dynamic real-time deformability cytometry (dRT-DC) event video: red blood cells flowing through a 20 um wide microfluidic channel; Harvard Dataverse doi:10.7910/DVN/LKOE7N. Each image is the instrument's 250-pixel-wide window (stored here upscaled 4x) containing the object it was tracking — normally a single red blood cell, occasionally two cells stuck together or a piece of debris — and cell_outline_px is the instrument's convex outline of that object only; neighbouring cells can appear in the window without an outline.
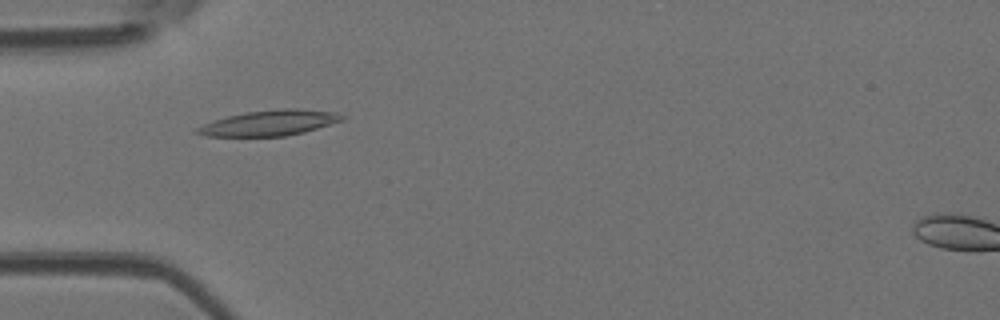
{"species": "Egyptian fruit bat (a non-hibernating species)", "species_latin": "Rousettus aegyptiacus", "temperature_condition": "room temperature", "stored_images_in_passage": 44, "camera_frame_rate_fps": 3000, "um_per_image_px": 0.085, "animal": {"sex": "female"}, "frame": {"image": 1, "passage_image": 8, "time_ms": 2.333, "image_size_px": [1000, 320], "cell_outline_px": [[344, 120], [304, 132], [284, 136], [208, 136], [192, 132], [196, 128], [212, 120], [244, 112], [280, 108], [296, 108], [336, 112], [344, 116]], "centroid_in_image_um": [22.9, 10.44], "position_along_channel_um": 62.1, "area_um2": 21.56}}
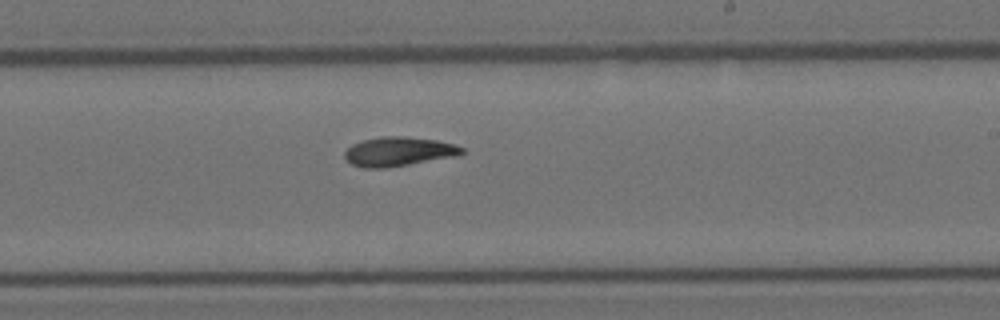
{"frame": {"image": 2, "passage_image": 23, "time_ms": 7.333, "image_size_px": [1000, 320], "cell_outline_px": [[464, 152], [460, 156], [388, 168], [364, 168], [352, 164], [344, 156], [344, 152], [352, 144], [364, 140], [384, 136], [400, 136], [436, 140], [452, 144], [464, 148]], "centroid_in_image_um": [33.91, 12.9], "position_along_channel_um": 255.1, "area_um2": 20.0}}
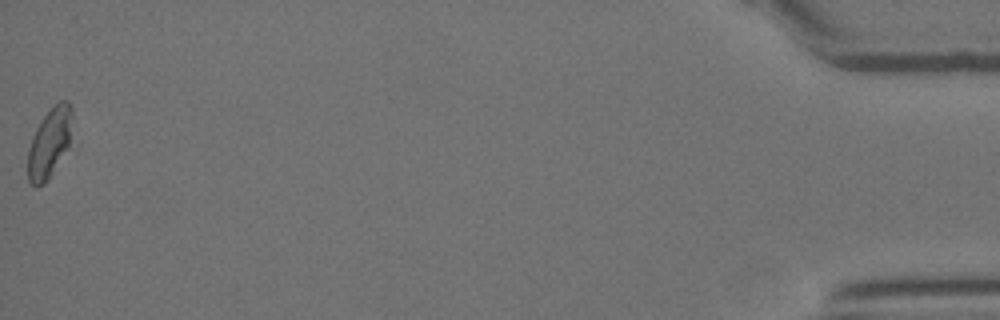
{"frame": {"image": 3, "passage_image": 44, "time_ms": 14.333, "image_size_px": [1000, 320], "cell_outline_px": [[80, 144], [48, 180], [44, 184], [36, 188], [28, 180], [28, 148], [32, 136], [36, 128], [44, 116], [60, 100], [68, 100], [72, 108]], "centroid_in_image_um": [4.42, 12.17], "position_along_channel_um": 430.8, "area_um2": 20.58}}